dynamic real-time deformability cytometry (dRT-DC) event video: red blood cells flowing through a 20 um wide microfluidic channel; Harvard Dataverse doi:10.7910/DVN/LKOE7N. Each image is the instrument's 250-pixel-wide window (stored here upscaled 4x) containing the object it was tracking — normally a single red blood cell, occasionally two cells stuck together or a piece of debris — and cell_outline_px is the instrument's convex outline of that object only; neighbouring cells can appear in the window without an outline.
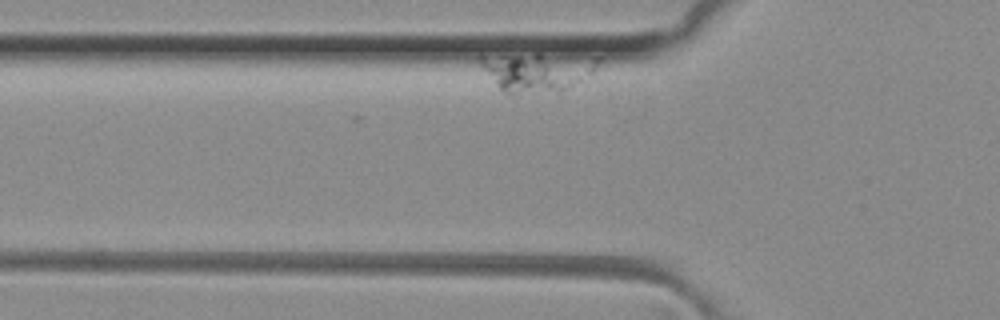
{"species": "common noctule bat (a hibernating species)", "species_latin": "Nyctalus noctula", "temperature_condition": "room temperature", "stored_images_in_passage": 3, "camera_frame_rate_fps": 3000, "um_per_image_px": 0.085, "animal": {"sex": "female", "body_mass_g": 29.2, "forearm_length_mm": 56.3}, "frame": {"image": 1, "passage_image": 3, "time_ms": 0.667, "image_size_px": [1000, 320], "cell_outline_px": [[600, 60], [596, 72], [592, 80], [588, 84], [560, 100], [504, 92], [496, 84], [480, 64], [480, 56], [536, 52], [540, 52], [600, 56]], "centroid_in_image_um": [45.99, 6.2], "position_along_channel_um": 79.8, "area_um2": 30.81}}